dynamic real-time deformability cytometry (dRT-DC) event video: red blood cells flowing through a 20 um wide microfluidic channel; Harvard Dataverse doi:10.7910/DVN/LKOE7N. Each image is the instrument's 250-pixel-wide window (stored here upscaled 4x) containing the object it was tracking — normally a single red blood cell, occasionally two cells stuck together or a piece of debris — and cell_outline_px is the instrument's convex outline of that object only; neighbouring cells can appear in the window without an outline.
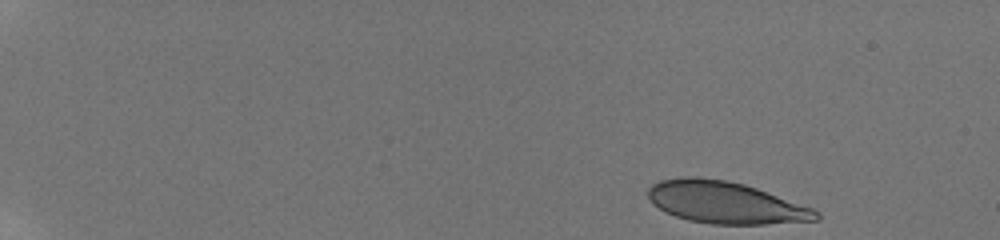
{"species": "human", "species_latin": "Homo sapiens", "temperature_condition": "room temperature", "stored_images_in_passage": 57, "camera_frame_rate_fps": 3000, "um_per_image_px": 0.085, "donor": {"sex": "male"}, "frame": {"image": 1, "passage_image": 1, "time_ms": 0.0, "image_size_px": [1000, 240], "cell_outline_px": [[820, 220], [764, 224], [712, 224], [688, 220], [664, 212], [652, 204], [648, 200], [648, 188], [652, 184], [660, 180], [684, 176], [700, 176], [724, 180], [744, 184], [756, 188], [812, 208], [820, 212]], "centroid_in_image_um": [61.61, 17.21], "position_along_channel_um": 23.4, "area_um2": 41.15}}
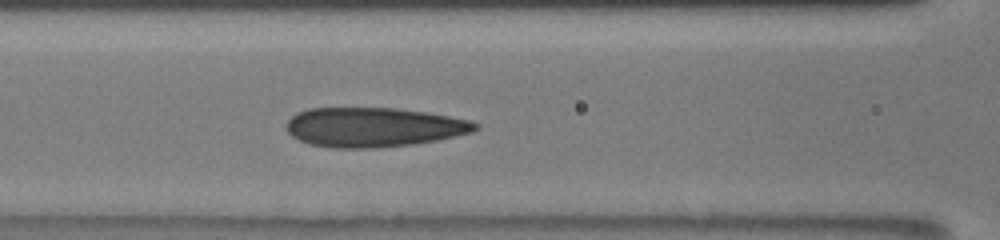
{"frame": {"image": 2, "passage_image": 22, "time_ms": 7.0, "image_size_px": [1000, 240], "cell_outline_px": [[480, 128], [472, 132], [436, 140], [412, 144], [376, 148], [332, 148], [308, 144], [292, 136], [288, 132], [284, 124], [296, 112], [308, 108], [396, 108], [424, 112], [472, 120], [480, 124]], "centroid_in_image_um": [31.73, 10.81], "position_along_channel_um": 134.9, "area_um2": 43.64}}
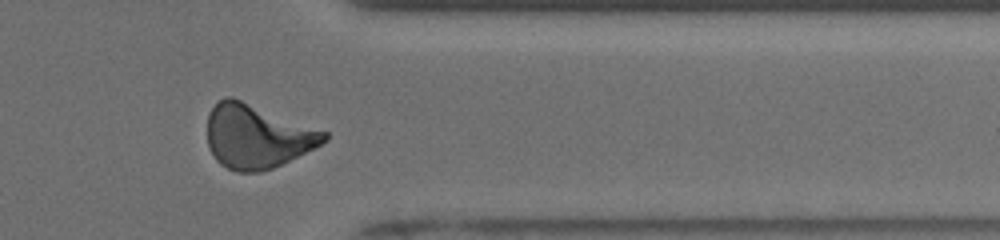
{"frame": {"image": 3, "passage_image": 48, "time_ms": 13.667, "image_size_px": [1000, 240], "cell_outline_px": [[328, 140], [272, 168], [260, 172], [240, 172], [228, 168], [220, 164], [216, 160], [208, 148], [208, 116], [212, 108], [224, 96], [232, 96], [328, 132]], "centroid_in_image_um": [21.82, 11.58], "position_along_channel_um": 389.6, "area_um2": 43.12}, "authors_computed_cell_mechanics": {"area_um2": 42.3674, "velocity_mm_per_s": 3.8569, "shape_relaxation_time_tau1_ms": 5.0268, "shape_relaxation_time_tau2_ms": 1.3432, "deformation_change_tau1": 0.1621, "deformation_change_tau2": 0.0869}}